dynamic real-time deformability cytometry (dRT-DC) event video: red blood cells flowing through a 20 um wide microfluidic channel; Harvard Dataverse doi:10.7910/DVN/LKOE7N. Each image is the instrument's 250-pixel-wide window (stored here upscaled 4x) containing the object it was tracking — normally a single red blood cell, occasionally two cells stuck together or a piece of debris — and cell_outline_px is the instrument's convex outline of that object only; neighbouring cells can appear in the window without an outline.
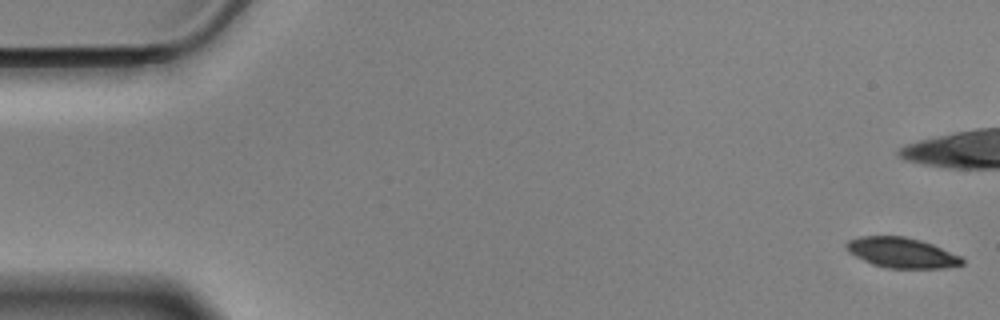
{"species": "Egyptian fruit bat (a non-hibernating species)", "species_latin": "Rousettus aegyptiacus", "temperature_condition": "cold", "stored_images_in_passage": 58, "camera_frame_rate_fps": 3000, "um_per_image_px": 0.085, "animal": {"sex": "male"}, "frame": {"image": 1, "passage_image": 1, "time_ms": 0.0, "image_size_px": [1000, 320], "cell_outline_px": [[964, 264], [944, 268], [892, 268], [872, 264], [848, 252], [844, 248], [844, 244], [848, 240], [860, 236], [904, 236], [920, 240], [932, 244], [960, 256], [964, 260]], "centroid_in_image_um": [76.61, 21.47], "position_along_channel_um": 8.4, "area_um2": 20.35}}
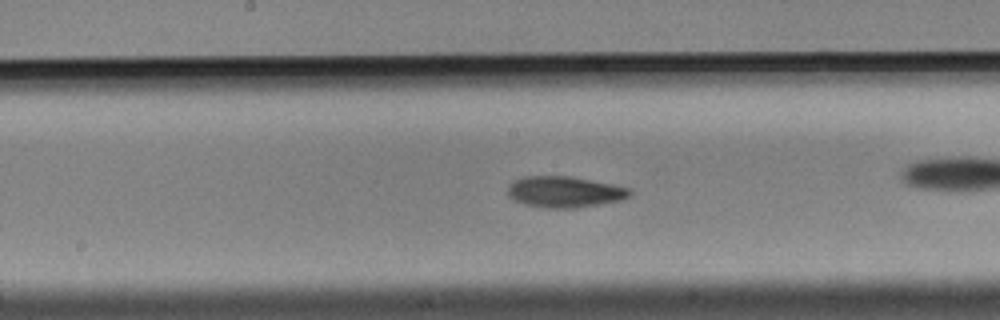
{"frame": {"image": 2, "passage_image": 29, "time_ms": 9.333, "image_size_px": [1000, 320], "cell_outline_px": [[632, 192], [628, 196], [620, 200], [576, 208], [548, 208], [524, 204], [508, 196], [508, 188], [516, 180], [524, 176], [568, 176], [612, 184], [632, 188]], "centroid_in_image_um": [48.01, 16.31], "position_along_channel_um": 200.2, "area_um2": 21.85}}
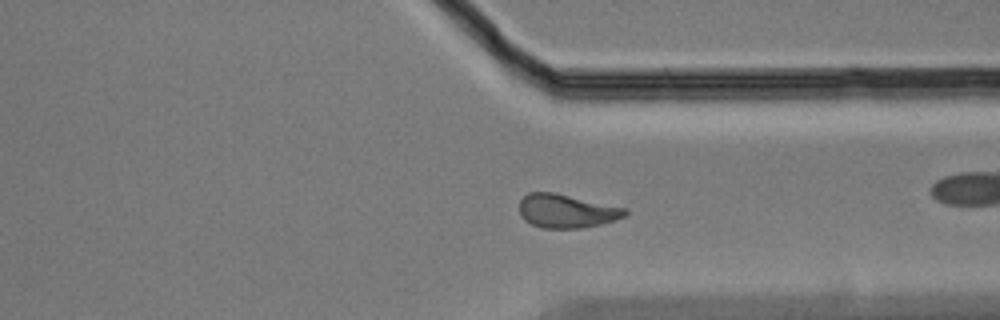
{"frame": {"image": 3, "passage_image": 43, "time_ms": 14.0, "image_size_px": [1000, 320], "cell_outline_px": [[628, 216], [600, 224], [580, 228], [540, 228], [524, 220], [520, 216], [520, 200], [528, 192], [552, 192], [628, 208]], "centroid_in_image_um": [48.17, 17.94], "position_along_channel_um": 363.2, "area_um2": 20.81}, "authors_computed_cell_mechanics": {"area_um2": 21.3282, "velocity_mm_per_s": 3.5006, "shape_relaxation_time_tau1_ms": 4.162, "shape_relaxation_time_tau2_ms": 5.0617, "deformation_change_tau1": 0.1491, "deformation_change_tau2": 0.1219}}